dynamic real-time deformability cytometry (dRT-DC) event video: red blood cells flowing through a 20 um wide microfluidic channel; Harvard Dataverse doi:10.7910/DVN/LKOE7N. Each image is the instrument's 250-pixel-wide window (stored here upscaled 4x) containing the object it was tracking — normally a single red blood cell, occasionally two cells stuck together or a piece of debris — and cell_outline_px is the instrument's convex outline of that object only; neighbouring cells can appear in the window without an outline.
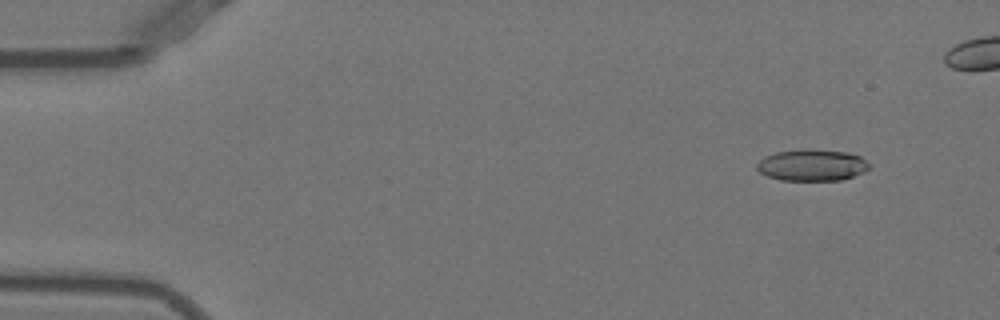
{"species": "Egyptian fruit bat (a non-hibernating species)", "species_latin": "Rousettus aegyptiacus", "temperature_condition": "warm", "stored_images_in_passage": 48, "camera_frame_rate_fps": 3000, "um_per_image_px": 0.085, "animal": {"sex": "female"}, "frame": {"image": 1, "passage_image": 5, "time_ms": 1.333, "image_size_px": [1000, 320], "cell_outline_px": [[872, 164], [864, 172], [840, 180], [780, 180], [768, 176], [760, 172], [756, 168], [756, 164], [764, 156], [776, 152], [800, 148], [808, 148], [848, 152], [860, 156]], "centroid_in_image_um": [69.02, 14.01], "position_along_channel_um": 16.0, "area_um2": 20.92}}
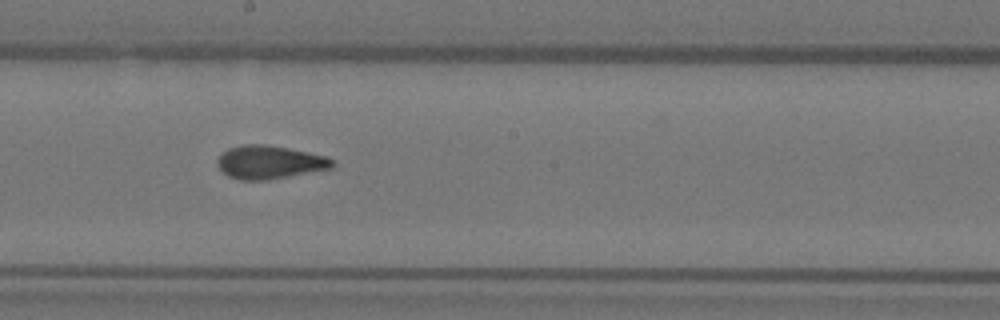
{"frame": {"image": 2, "passage_image": 29, "time_ms": 9.333, "image_size_px": [1000, 320], "cell_outline_px": [[336, 164], [332, 168], [268, 180], [240, 180], [228, 176], [216, 164], [216, 160], [228, 148], [244, 144], [264, 144], [288, 148], [308, 152], [324, 156], [336, 160]], "centroid_in_image_um": [22.92, 13.79], "position_along_channel_um": 225.3, "area_um2": 22.31}}
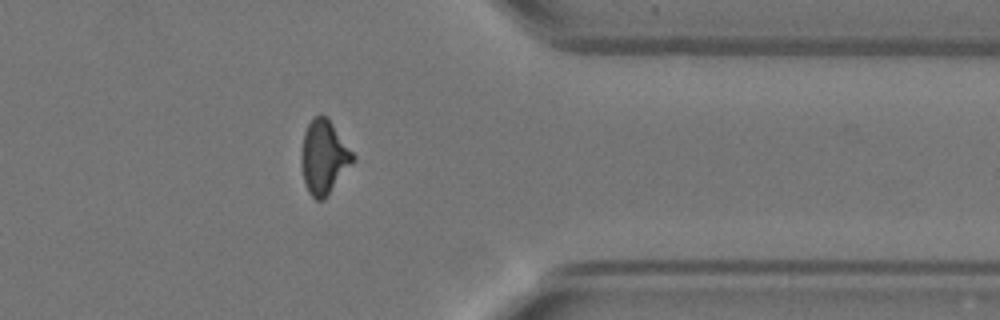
{"frame": {"image": 3, "passage_image": 42, "time_ms": 13.667, "image_size_px": [1000, 320], "cell_outline_px": [[356, 160], [324, 200], [316, 200], [308, 192], [304, 180], [300, 164], [300, 156], [304, 132], [312, 116], [320, 112], [332, 124], [356, 156]], "centroid_in_image_um": [27.52, 13.35], "position_along_channel_um": 383.9, "area_um2": 22.43}, "authors_computed_cell_mechanics": {"area_um2": 21.7906, "velocity_mm_per_s": 3.9504, "shape_relaxation_time_tau1_ms": 10.572, "shape_relaxation_time_tau2_ms": 1.6983, "deformation_change_tau1": 0.271, "deformation_change_tau2": 0.0921}}